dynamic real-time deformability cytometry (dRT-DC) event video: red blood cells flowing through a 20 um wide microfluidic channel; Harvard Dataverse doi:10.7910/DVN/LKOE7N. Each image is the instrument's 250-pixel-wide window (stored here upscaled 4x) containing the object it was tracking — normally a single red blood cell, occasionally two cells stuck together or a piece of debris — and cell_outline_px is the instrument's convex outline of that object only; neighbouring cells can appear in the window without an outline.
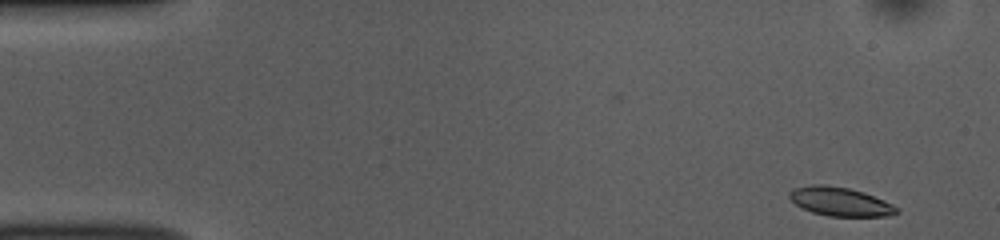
{"species": "common noctule bat (a hibernating species)", "species_latin": "Nyctalus noctula", "temperature_condition": "room temperature", "stored_images_in_passage": 50, "camera_frame_rate_fps": 3000, "um_per_image_px": 0.085, "animal": {"sex": "female", "body_mass_g": 10.0, "forearm_length_mm": 53.1}, "frame": {"image": 1, "passage_image": 1, "time_ms": 0.0, "image_size_px": [1000, 240], "cell_outline_px": [[900, 212], [888, 216], [828, 216], [812, 212], [796, 204], [788, 196], [788, 192], [796, 188], [812, 184], [828, 184], [848, 188], [864, 192], [884, 200], [900, 208]], "centroid_in_image_um": [71.45, 17.13], "position_along_channel_um": 13.6, "area_um2": 18.03}}
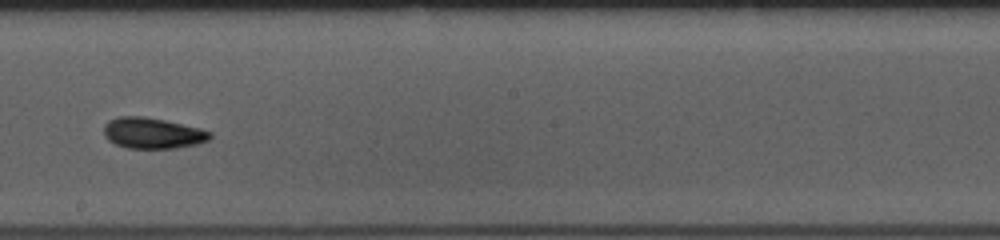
{"frame": {"image": 2, "passage_image": 27, "time_ms": 8.667, "image_size_px": [1000, 240], "cell_outline_px": [[212, 136], [208, 140], [196, 144], [176, 148], [128, 148], [116, 144], [108, 140], [104, 136], [104, 124], [108, 120], [120, 116], [144, 116], [164, 120], [200, 128], [212, 132]], "centroid_in_image_um": [12.95, 11.31], "position_along_channel_um": 235.2, "area_um2": 19.13}}
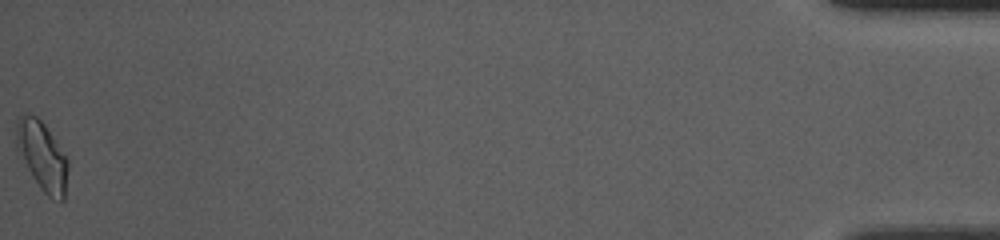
{"frame": {"image": 3, "passage_image": 50, "time_ms": 16.333, "image_size_px": [1000, 240], "cell_outline_px": [[68, 168], [64, 200], [52, 200], [40, 188], [16, 152], [16, 120], [20, 116], [36, 116], [44, 124], [68, 160]], "centroid_in_image_um": [3.57, 13.3], "position_along_channel_um": 431.6, "area_um2": 20.58}, "authors_computed_cell_mechanics": {"area_um2": 18.2648, "velocity_mm_per_s": 3.8253, "shape_relaxation_time_tau1_ms": 2.9685, "shape_relaxation_time_tau2_ms": 3.5142, "deformation_change_tau1": 0.126, "deformation_change_tau2": 0.0973}}